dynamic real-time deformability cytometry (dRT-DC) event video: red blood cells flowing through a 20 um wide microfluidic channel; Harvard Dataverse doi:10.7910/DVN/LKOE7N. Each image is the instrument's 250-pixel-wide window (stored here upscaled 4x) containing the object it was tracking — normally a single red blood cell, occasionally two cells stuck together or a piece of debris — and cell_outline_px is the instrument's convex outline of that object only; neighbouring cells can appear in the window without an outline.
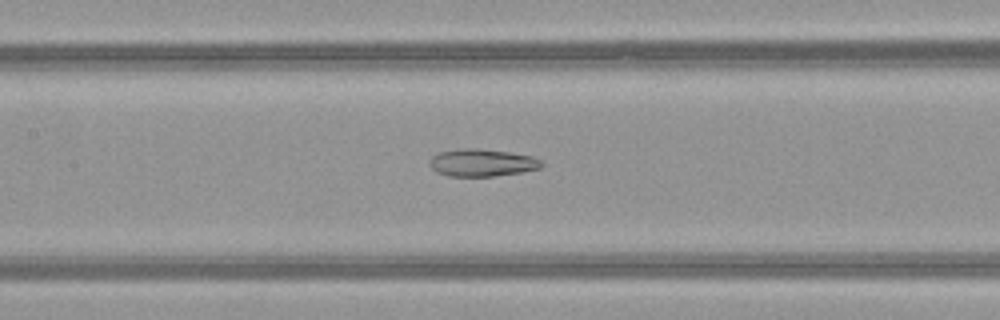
{"species": "common noctule bat (a hibernating species)", "species_latin": "Nyctalus noctula", "temperature_condition": "warm", "stored_images_in_passage": 51, "camera_frame_rate_fps": 3000, "um_per_image_px": 0.085, "animal": {"sex": "female", "body_mass_g": 21.9}, "frame": {"image": 1, "passage_image": 25, "time_ms": 8.0, "image_size_px": [1000, 320], "cell_outline_px": [[544, 164], [540, 168], [520, 172], [492, 176], [448, 176], [436, 172], [428, 164], [428, 160], [432, 156], [440, 152], [464, 148], [472, 148], [508, 152], [532, 156], [540, 160]], "centroid_in_image_um": [40.93, 13.83], "position_along_channel_um": 166.5, "area_um2": 17.74}}
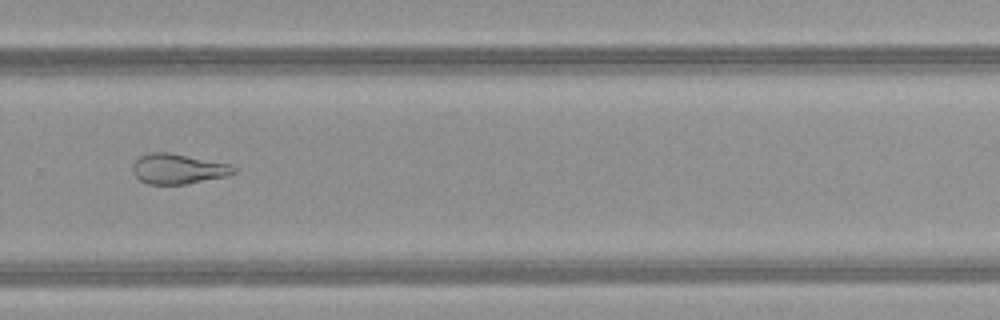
{"frame": {"image": 2, "passage_image": 36, "time_ms": 11.667, "image_size_px": [1000, 320], "cell_outline_px": [[236, 172], [228, 176], [188, 184], [148, 184], [140, 180], [132, 172], [132, 164], [140, 156], [152, 152], [168, 152], [232, 164], [236, 168]], "centroid_in_image_um": [15.16, 14.36], "position_along_channel_um": 314.6, "area_um2": 17.92}}
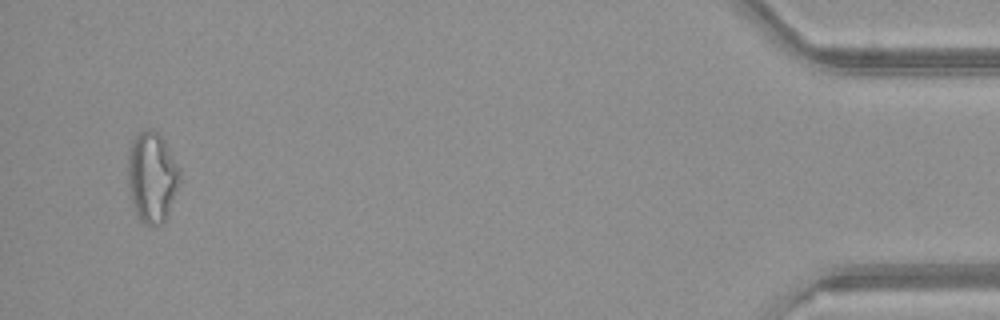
{"frame": {"image": 3, "passage_image": 50, "time_ms": 16.333, "image_size_px": [1000, 320], "cell_outline_px": [[180, 180], [168, 216], [160, 224], [144, 224], [140, 220], [132, 204], [128, 192], [128, 152], [132, 140], [144, 128], [152, 128], [160, 132], [180, 168]], "centroid_in_image_um": [12.92, 15.01], "position_along_channel_um": 422.3, "area_um2": 27.74}}